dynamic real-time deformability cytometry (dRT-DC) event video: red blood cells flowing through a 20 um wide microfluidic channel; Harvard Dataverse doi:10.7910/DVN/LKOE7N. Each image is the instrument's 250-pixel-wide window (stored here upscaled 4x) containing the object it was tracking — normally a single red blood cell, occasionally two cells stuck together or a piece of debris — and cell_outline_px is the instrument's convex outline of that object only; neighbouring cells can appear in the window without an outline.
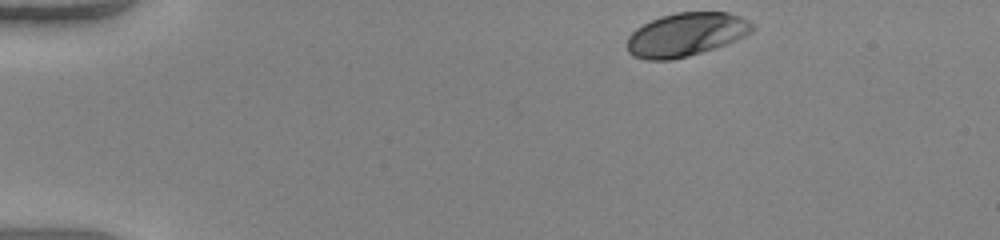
{"species": "human", "species_latin": "Homo sapiens", "temperature_condition": "warm", "stored_images_in_passage": 44, "camera_frame_rate_fps": 3000, "um_per_image_px": 0.085, "donor": {"sex": "female"}, "frame": {"image": 1, "passage_image": 1, "time_ms": 0.0, "image_size_px": [1000, 240], "cell_outline_px": [[756, 28], [752, 32], [728, 44], [688, 56], [672, 60], [648, 60], [632, 56], [628, 52], [624, 44], [628, 36], [636, 28], [660, 16], [676, 12], [728, 12], [740, 16], [748, 20]], "centroid_in_image_um": [58.29, 2.94], "position_along_channel_um": 26.7, "area_um2": 32.08}}
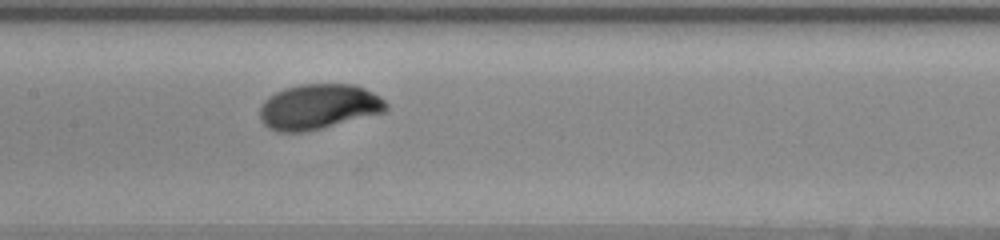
{"frame": {"image": 2, "passage_image": 19, "time_ms": 6.0, "image_size_px": [1000, 240], "cell_outline_px": [[388, 108], [384, 112], [304, 132], [276, 132], [268, 128], [260, 120], [260, 108], [264, 100], [268, 96], [284, 88], [300, 84], [356, 84], [380, 96], [388, 104]], "centroid_in_image_um": [27.05, 9.06], "position_along_channel_um": 180.3, "area_um2": 33.29}}
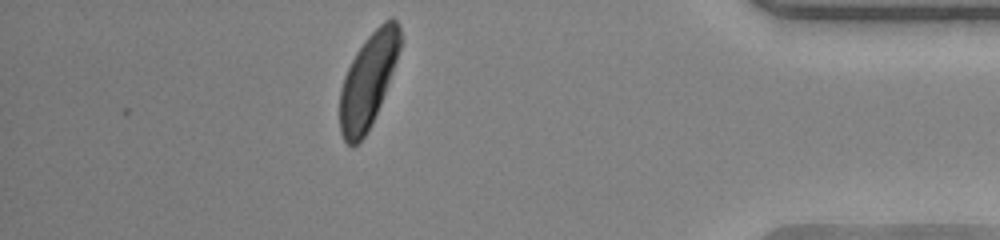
{"frame": {"image": 3, "passage_image": 38, "time_ms": 12.333, "image_size_px": [1000, 240], "cell_outline_px": [[400, 48], [392, 72], [380, 104], [372, 124], [368, 132], [352, 148], [344, 140], [340, 132], [340, 88], [344, 76], [356, 52], [364, 40], [384, 20], [392, 16], [400, 24]], "centroid_in_image_um": [31.28, 6.84], "position_along_channel_um": 403.9, "area_um2": 32.71}, "authors_computed_cell_mechanics": {"area_um2": 33.0038, "velocity_mm_per_s": 4.0729, "shape_relaxation_time_tau1_ms": 1.8378, "shape_relaxation_time_tau2_ms": null, "deformation_change_tau1": 0.1316, "deformation_change_tau2": null}}